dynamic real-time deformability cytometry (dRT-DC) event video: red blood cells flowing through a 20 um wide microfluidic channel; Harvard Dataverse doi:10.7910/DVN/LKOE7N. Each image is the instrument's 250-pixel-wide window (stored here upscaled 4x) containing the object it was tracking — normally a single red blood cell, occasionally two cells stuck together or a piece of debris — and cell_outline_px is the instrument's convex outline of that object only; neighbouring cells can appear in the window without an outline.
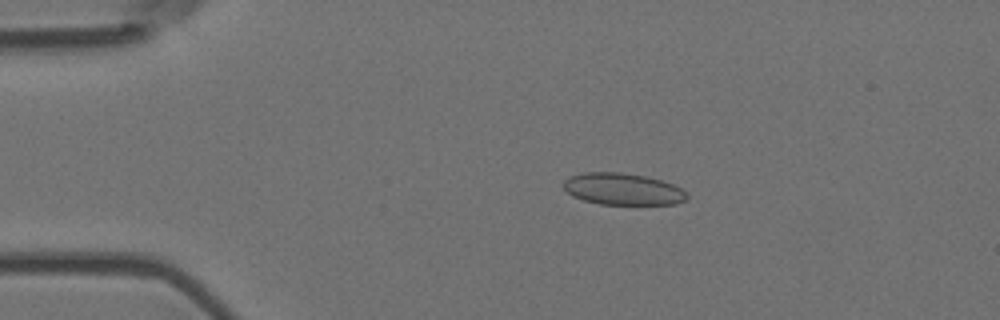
{"species": "Egyptian fruit bat (a non-hibernating species)", "species_latin": "Rousettus aegyptiacus", "temperature_condition": "room temperature", "stored_images_in_passage": 50, "camera_frame_rate_fps": 3000, "um_per_image_px": 0.085, "animal": {"sex": "female"}, "frame": {"image": 1, "passage_image": 6, "time_ms": 1.667, "image_size_px": [1000, 320], "cell_outline_px": [[688, 196], [684, 200], [676, 204], [600, 204], [584, 200], [572, 196], [560, 184], [568, 176], [584, 172], [620, 172], [644, 176], [660, 180], [672, 184], [688, 192]], "centroid_in_image_um": [52.89, 16.06], "position_along_channel_um": 32.1, "area_um2": 22.89}}
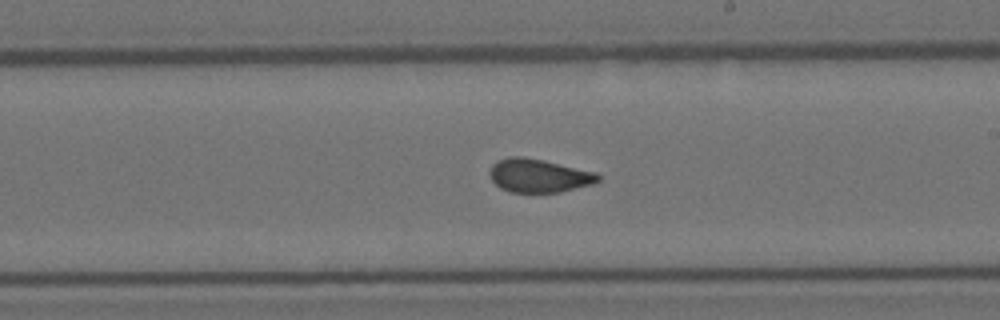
{"frame": {"image": 2, "passage_image": 27, "time_ms": 8.667, "image_size_px": [1000, 320], "cell_outline_px": [[600, 180], [592, 184], [560, 192], [508, 192], [500, 188], [492, 180], [488, 172], [492, 164], [508, 156], [524, 156], [544, 160], [596, 172], [600, 176]], "centroid_in_image_um": [45.78, 14.92], "position_along_channel_um": 243.2, "area_um2": 21.21}}
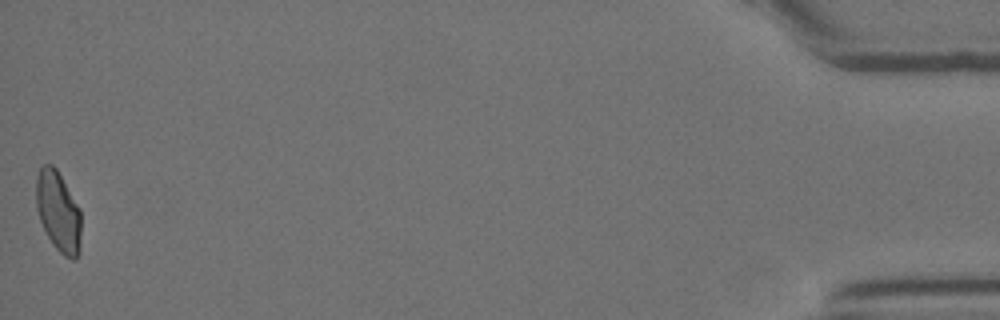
{"frame": {"image": 3, "passage_image": 50, "time_ms": 16.333, "image_size_px": [1000, 320], "cell_outline_px": [[80, 252], [76, 260], [72, 260], [64, 256], [52, 244], [40, 220], [36, 208], [36, 176], [40, 168], [44, 164], [52, 164], [56, 168], [80, 208]], "centroid_in_image_um": [4.95, 17.99], "position_along_channel_um": 430.2, "area_um2": 21.15}, "authors_computed_cell_mechanics": {"area_um2": 21.5594, "velocity_mm_per_s": 3.692, "shape_relaxation_time_tau1_ms": null, "shape_relaxation_time_tau2_ms": 0.9602, "deformation_change_tau1": null, "deformation_change_tau2": 0.0525}}